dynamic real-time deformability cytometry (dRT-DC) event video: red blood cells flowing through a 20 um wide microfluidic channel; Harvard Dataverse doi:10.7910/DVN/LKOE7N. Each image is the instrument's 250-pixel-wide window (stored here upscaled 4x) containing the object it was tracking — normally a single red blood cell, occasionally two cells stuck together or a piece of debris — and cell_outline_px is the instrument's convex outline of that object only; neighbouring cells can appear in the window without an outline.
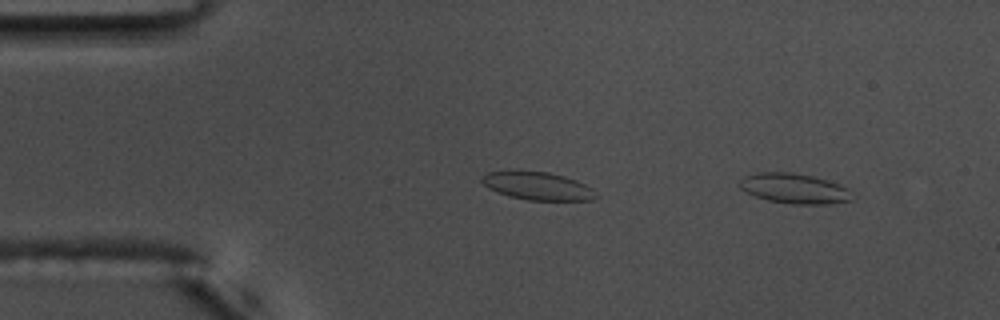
{"species": "common noctule bat (a hibernating species)", "species_latin": "Nyctalus noctula", "temperature_condition": "warm", "stored_images_in_passage": 45, "camera_frame_rate_fps": 3000, "um_per_image_px": 0.085, "animal": {"sex": "male", "body_mass_g": 17.5, "forearm_length_mm": 52.3}, "frame": {"image": 1, "passage_image": 1, "time_ms": 0.0, "image_size_px": [1000, 320], "cell_outline_px": [[852, 200], [828, 204], [792, 204], [768, 200], [756, 196], [740, 188], [740, 180], [744, 176], [760, 172], [792, 172], [812, 176], [828, 180], [840, 184], [848, 188]], "centroid_in_image_um": [67.53, 16.02], "position_along_channel_um": 17.5, "area_um2": 19.59}, "authors_computed_cell_mechanics": {"area_um2": 17.629, "velocity_mm_per_s": 3.6467, "shape_relaxation_time_tau1_ms": 4.6838, "shape_relaxation_time_tau2_ms": 1.29, "deformation_change_tau1": 0.1489, "deformation_change_tau2": 0.0689}}